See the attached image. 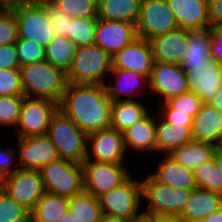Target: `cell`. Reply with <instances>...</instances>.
<instances>
[{"mask_svg":"<svg viewBox=\"0 0 222 222\" xmlns=\"http://www.w3.org/2000/svg\"><path fill=\"white\" fill-rule=\"evenodd\" d=\"M135 38L137 34L134 24L97 18L94 44L100 46L111 57Z\"/></svg>","mask_w":222,"mask_h":222,"instance_id":"2e32d148","label":"cell"},{"mask_svg":"<svg viewBox=\"0 0 222 222\" xmlns=\"http://www.w3.org/2000/svg\"><path fill=\"white\" fill-rule=\"evenodd\" d=\"M191 134L194 141L218 147L222 136V113L210 104H204L193 118Z\"/></svg>","mask_w":222,"mask_h":222,"instance_id":"44dd1931","label":"cell"},{"mask_svg":"<svg viewBox=\"0 0 222 222\" xmlns=\"http://www.w3.org/2000/svg\"><path fill=\"white\" fill-rule=\"evenodd\" d=\"M160 122L155 120L156 128V152H164L168 155L171 151L188 144L193 140L191 134L192 126H178L165 122L160 118Z\"/></svg>","mask_w":222,"mask_h":222,"instance_id":"83f0119b","label":"cell"},{"mask_svg":"<svg viewBox=\"0 0 222 222\" xmlns=\"http://www.w3.org/2000/svg\"><path fill=\"white\" fill-rule=\"evenodd\" d=\"M135 26L137 37L145 40L179 27L166 0H143L142 10Z\"/></svg>","mask_w":222,"mask_h":222,"instance_id":"8fae6325","label":"cell"},{"mask_svg":"<svg viewBox=\"0 0 222 222\" xmlns=\"http://www.w3.org/2000/svg\"><path fill=\"white\" fill-rule=\"evenodd\" d=\"M216 146L192 140L188 144H184L174 149L168 155L180 165L193 170L201 163L213 158Z\"/></svg>","mask_w":222,"mask_h":222,"instance_id":"4dcf8cb0","label":"cell"},{"mask_svg":"<svg viewBox=\"0 0 222 222\" xmlns=\"http://www.w3.org/2000/svg\"><path fill=\"white\" fill-rule=\"evenodd\" d=\"M98 0H53L51 3L71 18H97Z\"/></svg>","mask_w":222,"mask_h":222,"instance_id":"d590c367","label":"cell"},{"mask_svg":"<svg viewBox=\"0 0 222 222\" xmlns=\"http://www.w3.org/2000/svg\"><path fill=\"white\" fill-rule=\"evenodd\" d=\"M68 209V197L45 191L30 212V222H57Z\"/></svg>","mask_w":222,"mask_h":222,"instance_id":"f546056e","label":"cell"},{"mask_svg":"<svg viewBox=\"0 0 222 222\" xmlns=\"http://www.w3.org/2000/svg\"><path fill=\"white\" fill-rule=\"evenodd\" d=\"M115 76L114 85L105 84L108 96L112 101H122V93L128 95L124 100H136L134 96H140L144 87L149 88V78L138 72L112 69L110 71ZM143 86V87H142ZM143 88V89H142ZM141 90V93L139 92Z\"/></svg>","mask_w":222,"mask_h":222,"instance_id":"603a6c76","label":"cell"},{"mask_svg":"<svg viewBox=\"0 0 222 222\" xmlns=\"http://www.w3.org/2000/svg\"><path fill=\"white\" fill-rule=\"evenodd\" d=\"M131 177L98 197L103 215L134 219L142 214H138L142 201V183Z\"/></svg>","mask_w":222,"mask_h":222,"instance_id":"ba28073f","label":"cell"},{"mask_svg":"<svg viewBox=\"0 0 222 222\" xmlns=\"http://www.w3.org/2000/svg\"><path fill=\"white\" fill-rule=\"evenodd\" d=\"M24 96H0V125L16 126Z\"/></svg>","mask_w":222,"mask_h":222,"instance_id":"f35d334b","label":"cell"},{"mask_svg":"<svg viewBox=\"0 0 222 222\" xmlns=\"http://www.w3.org/2000/svg\"><path fill=\"white\" fill-rule=\"evenodd\" d=\"M39 171L47 192L70 198L84 191L81 164L58 158Z\"/></svg>","mask_w":222,"mask_h":222,"instance_id":"52a82bcc","label":"cell"},{"mask_svg":"<svg viewBox=\"0 0 222 222\" xmlns=\"http://www.w3.org/2000/svg\"><path fill=\"white\" fill-rule=\"evenodd\" d=\"M190 31L177 28L148 40L154 61L180 64L187 49V36Z\"/></svg>","mask_w":222,"mask_h":222,"instance_id":"ffe728a7","label":"cell"},{"mask_svg":"<svg viewBox=\"0 0 222 222\" xmlns=\"http://www.w3.org/2000/svg\"><path fill=\"white\" fill-rule=\"evenodd\" d=\"M76 48L69 38L55 36L45 48V60L67 73L72 64Z\"/></svg>","mask_w":222,"mask_h":222,"instance_id":"d6a6232c","label":"cell"},{"mask_svg":"<svg viewBox=\"0 0 222 222\" xmlns=\"http://www.w3.org/2000/svg\"><path fill=\"white\" fill-rule=\"evenodd\" d=\"M23 1L31 3V4H45L48 2H52L53 0H23Z\"/></svg>","mask_w":222,"mask_h":222,"instance_id":"680465c9","label":"cell"},{"mask_svg":"<svg viewBox=\"0 0 222 222\" xmlns=\"http://www.w3.org/2000/svg\"><path fill=\"white\" fill-rule=\"evenodd\" d=\"M196 187L222 195V173L214 157L193 169Z\"/></svg>","mask_w":222,"mask_h":222,"instance_id":"836d02e7","label":"cell"},{"mask_svg":"<svg viewBox=\"0 0 222 222\" xmlns=\"http://www.w3.org/2000/svg\"><path fill=\"white\" fill-rule=\"evenodd\" d=\"M20 68L16 43L0 46V69Z\"/></svg>","mask_w":222,"mask_h":222,"instance_id":"f6af8a7d","label":"cell"},{"mask_svg":"<svg viewBox=\"0 0 222 222\" xmlns=\"http://www.w3.org/2000/svg\"><path fill=\"white\" fill-rule=\"evenodd\" d=\"M142 183V198L149 201L146 215H176L180 216L193 190L173 188L161 184L151 175L145 177Z\"/></svg>","mask_w":222,"mask_h":222,"instance_id":"8992f818","label":"cell"},{"mask_svg":"<svg viewBox=\"0 0 222 222\" xmlns=\"http://www.w3.org/2000/svg\"><path fill=\"white\" fill-rule=\"evenodd\" d=\"M20 78L24 96L41 98L59 104L64 96L66 73L45 61L21 66Z\"/></svg>","mask_w":222,"mask_h":222,"instance_id":"7a4b0ae2","label":"cell"},{"mask_svg":"<svg viewBox=\"0 0 222 222\" xmlns=\"http://www.w3.org/2000/svg\"><path fill=\"white\" fill-rule=\"evenodd\" d=\"M68 210L79 222H99L103 215L98 198L86 191L69 198Z\"/></svg>","mask_w":222,"mask_h":222,"instance_id":"1f68e13d","label":"cell"},{"mask_svg":"<svg viewBox=\"0 0 222 222\" xmlns=\"http://www.w3.org/2000/svg\"><path fill=\"white\" fill-rule=\"evenodd\" d=\"M81 165L84 191L96 198L123 184L131 176L124 164L98 162L85 158Z\"/></svg>","mask_w":222,"mask_h":222,"instance_id":"9c48e42d","label":"cell"},{"mask_svg":"<svg viewBox=\"0 0 222 222\" xmlns=\"http://www.w3.org/2000/svg\"><path fill=\"white\" fill-rule=\"evenodd\" d=\"M211 57L222 67V32L211 27Z\"/></svg>","mask_w":222,"mask_h":222,"instance_id":"7dc6e473","label":"cell"},{"mask_svg":"<svg viewBox=\"0 0 222 222\" xmlns=\"http://www.w3.org/2000/svg\"><path fill=\"white\" fill-rule=\"evenodd\" d=\"M160 117L168 123L178 126H192L193 118L188 113H174L166 102L162 103L160 108Z\"/></svg>","mask_w":222,"mask_h":222,"instance_id":"ee69618b","label":"cell"},{"mask_svg":"<svg viewBox=\"0 0 222 222\" xmlns=\"http://www.w3.org/2000/svg\"><path fill=\"white\" fill-rule=\"evenodd\" d=\"M10 8L17 21L18 38L35 41L46 48L55 37L46 5L17 0Z\"/></svg>","mask_w":222,"mask_h":222,"instance_id":"5b68a950","label":"cell"},{"mask_svg":"<svg viewBox=\"0 0 222 222\" xmlns=\"http://www.w3.org/2000/svg\"><path fill=\"white\" fill-rule=\"evenodd\" d=\"M142 4L143 0H98L97 18L136 25Z\"/></svg>","mask_w":222,"mask_h":222,"instance_id":"484cf974","label":"cell"},{"mask_svg":"<svg viewBox=\"0 0 222 222\" xmlns=\"http://www.w3.org/2000/svg\"><path fill=\"white\" fill-rule=\"evenodd\" d=\"M179 28L202 31L210 28L208 0H166Z\"/></svg>","mask_w":222,"mask_h":222,"instance_id":"d6986e66","label":"cell"},{"mask_svg":"<svg viewBox=\"0 0 222 222\" xmlns=\"http://www.w3.org/2000/svg\"><path fill=\"white\" fill-rule=\"evenodd\" d=\"M132 222H153V220L149 215L142 213L137 218L132 219Z\"/></svg>","mask_w":222,"mask_h":222,"instance_id":"9f6ffc18","label":"cell"},{"mask_svg":"<svg viewBox=\"0 0 222 222\" xmlns=\"http://www.w3.org/2000/svg\"><path fill=\"white\" fill-rule=\"evenodd\" d=\"M222 206V195L209 190L196 188L189 197L181 215L185 222L205 218Z\"/></svg>","mask_w":222,"mask_h":222,"instance_id":"4316f807","label":"cell"},{"mask_svg":"<svg viewBox=\"0 0 222 222\" xmlns=\"http://www.w3.org/2000/svg\"><path fill=\"white\" fill-rule=\"evenodd\" d=\"M213 157L216 161L217 167L219 168L220 172L222 173V149L217 147L214 152Z\"/></svg>","mask_w":222,"mask_h":222,"instance_id":"db71d44e","label":"cell"},{"mask_svg":"<svg viewBox=\"0 0 222 222\" xmlns=\"http://www.w3.org/2000/svg\"><path fill=\"white\" fill-rule=\"evenodd\" d=\"M148 112L141 120L126 129L123 134L125 148L141 152H156L155 118Z\"/></svg>","mask_w":222,"mask_h":222,"instance_id":"cb8c5ba5","label":"cell"},{"mask_svg":"<svg viewBox=\"0 0 222 222\" xmlns=\"http://www.w3.org/2000/svg\"><path fill=\"white\" fill-rule=\"evenodd\" d=\"M89 144L92 150L87 148L86 158H92V154L94 161L124 164L126 148L122 132L110 127L89 133L87 147Z\"/></svg>","mask_w":222,"mask_h":222,"instance_id":"5bb4252c","label":"cell"},{"mask_svg":"<svg viewBox=\"0 0 222 222\" xmlns=\"http://www.w3.org/2000/svg\"><path fill=\"white\" fill-rule=\"evenodd\" d=\"M45 5L49 12V20L55 36L67 37L71 17L55 7L51 2L45 3Z\"/></svg>","mask_w":222,"mask_h":222,"instance_id":"7bdbcfd3","label":"cell"},{"mask_svg":"<svg viewBox=\"0 0 222 222\" xmlns=\"http://www.w3.org/2000/svg\"><path fill=\"white\" fill-rule=\"evenodd\" d=\"M157 167L158 170L150 175L159 183L186 190H195L197 188L193 170L175 162L169 155H164V159Z\"/></svg>","mask_w":222,"mask_h":222,"instance_id":"d4e9b609","label":"cell"},{"mask_svg":"<svg viewBox=\"0 0 222 222\" xmlns=\"http://www.w3.org/2000/svg\"><path fill=\"white\" fill-rule=\"evenodd\" d=\"M208 16L210 27H217L222 23V0H208Z\"/></svg>","mask_w":222,"mask_h":222,"instance_id":"c3c4849f","label":"cell"},{"mask_svg":"<svg viewBox=\"0 0 222 222\" xmlns=\"http://www.w3.org/2000/svg\"><path fill=\"white\" fill-rule=\"evenodd\" d=\"M112 70V57L96 44L77 47L67 82L105 85V74Z\"/></svg>","mask_w":222,"mask_h":222,"instance_id":"277c9868","label":"cell"},{"mask_svg":"<svg viewBox=\"0 0 222 222\" xmlns=\"http://www.w3.org/2000/svg\"><path fill=\"white\" fill-rule=\"evenodd\" d=\"M153 222H185L176 215H149Z\"/></svg>","mask_w":222,"mask_h":222,"instance_id":"681fc988","label":"cell"},{"mask_svg":"<svg viewBox=\"0 0 222 222\" xmlns=\"http://www.w3.org/2000/svg\"><path fill=\"white\" fill-rule=\"evenodd\" d=\"M220 32H222V23L216 27Z\"/></svg>","mask_w":222,"mask_h":222,"instance_id":"94428289","label":"cell"},{"mask_svg":"<svg viewBox=\"0 0 222 222\" xmlns=\"http://www.w3.org/2000/svg\"><path fill=\"white\" fill-rule=\"evenodd\" d=\"M186 72L180 64L154 62L149 77V89L159 94L163 102L188 92Z\"/></svg>","mask_w":222,"mask_h":222,"instance_id":"4fadbf2b","label":"cell"},{"mask_svg":"<svg viewBox=\"0 0 222 222\" xmlns=\"http://www.w3.org/2000/svg\"><path fill=\"white\" fill-rule=\"evenodd\" d=\"M15 43L20 67L45 61V48L35 41L18 38Z\"/></svg>","mask_w":222,"mask_h":222,"instance_id":"74e56055","label":"cell"},{"mask_svg":"<svg viewBox=\"0 0 222 222\" xmlns=\"http://www.w3.org/2000/svg\"><path fill=\"white\" fill-rule=\"evenodd\" d=\"M165 102L174 109V113H188L192 118L195 117L204 105L201 98L190 92L173 96Z\"/></svg>","mask_w":222,"mask_h":222,"instance_id":"ab89813d","label":"cell"},{"mask_svg":"<svg viewBox=\"0 0 222 222\" xmlns=\"http://www.w3.org/2000/svg\"><path fill=\"white\" fill-rule=\"evenodd\" d=\"M57 222H79L74 215H72L69 210L62 215V218L57 220Z\"/></svg>","mask_w":222,"mask_h":222,"instance_id":"11a10c76","label":"cell"},{"mask_svg":"<svg viewBox=\"0 0 222 222\" xmlns=\"http://www.w3.org/2000/svg\"><path fill=\"white\" fill-rule=\"evenodd\" d=\"M154 62L149 41L137 37L112 56V69L134 71L149 78Z\"/></svg>","mask_w":222,"mask_h":222,"instance_id":"9a60e30c","label":"cell"},{"mask_svg":"<svg viewBox=\"0 0 222 222\" xmlns=\"http://www.w3.org/2000/svg\"><path fill=\"white\" fill-rule=\"evenodd\" d=\"M47 135L59 159L83 163L87 153V134L59 108L50 120Z\"/></svg>","mask_w":222,"mask_h":222,"instance_id":"3957f363","label":"cell"},{"mask_svg":"<svg viewBox=\"0 0 222 222\" xmlns=\"http://www.w3.org/2000/svg\"><path fill=\"white\" fill-rule=\"evenodd\" d=\"M188 222H209V221H207L205 218H198V219L188 221Z\"/></svg>","mask_w":222,"mask_h":222,"instance_id":"91938a15","label":"cell"},{"mask_svg":"<svg viewBox=\"0 0 222 222\" xmlns=\"http://www.w3.org/2000/svg\"><path fill=\"white\" fill-rule=\"evenodd\" d=\"M59 104L41 98L23 97L17 125L18 138L47 134L50 120Z\"/></svg>","mask_w":222,"mask_h":222,"instance_id":"7c38bea8","label":"cell"},{"mask_svg":"<svg viewBox=\"0 0 222 222\" xmlns=\"http://www.w3.org/2000/svg\"><path fill=\"white\" fill-rule=\"evenodd\" d=\"M208 104L222 113V87L215 93L213 99Z\"/></svg>","mask_w":222,"mask_h":222,"instance_id":"f907efd6","label":"cell"},{"mask_svg":"<svg viewBox=\"0 0 222 222\" xmlns=\"http://www.w3.org/2000/svg\"><path fill=\"white\" fill-rule=\"evenodd\" d=\"M211 27L202 31H190L187 36L186 54L180 66L184 71L207 67L211 57Z\"/></svg>","mask_w":222,"mask_h":222,"instance_id":"7402d4cb","label":"cell"},{"mask_svg":"<svg viewBox=\"0 0 222 222\" xmlns=\"http://www.w3.org/2000/svg\"><path fill=\"white\" fill-rule=\"evenodd\" d=\"M20 168L39 170L58 159L56 148L47 134L18 138Z\"/></svg>","mask_w":222,"mask_h":222,"instance_id":"e0dca14e","label":"cell"},{"mask_svg":"<svg viewBox=\"0 0 222 222\" xmlns=\"http://www.w3.org/2000/svg\"><path fill=\"white\" fill-rule=\"evenodd\" d=\"M111 104L105 85L67 82L59 109L89 134L110 128Z\"/></svg>","mask_w":222,"mask_h":222,"instance_id":"6da1fadb","label":"cell"},{"mask_svg":"<svg viewBox=\"0 0 222 222\" xmlns=\"http://www.w3.org/2000/svg\"><path fill=\"white\" fill-rule=\"evenodd\" d=\"M5 95L24 96L19 68L0 69V96Z\"/></svg>","mask_w":222,"mask_h":222,"instance_id":"b9f144b4","label":"cell"},{"mask_svg":"<svg viewBox=\"0 0 222 222\" xmlns=\"http://www.w3.org/2000/svg\"><path fill=\"white\" fill-rule=\"evenodd\" d=\"M99 222H132V219L102 215Z\"/></svg>","mask_w":222,"mask_h":222,"instance_id":"f5cc1de1","label":"cell"},{"mask_svg":"<svg viewBox=\"0 0 222 222\" xmlns=\"http://www.w3.org/2000/svg\"><path fill=\"white\" fill-rule=\"evenodd\" d=\"M15 156V150L12 148L6 150L0 149V181L17 170V167L12 170L16 159Z\"/></svg>","mask_w":222,"mask_h":222,"instance_id":"bcb514c9","label":"cell"},{"mask_svg":"<svg viewBox=\"0 0 222 222\" xmlns=\"http://www.w3.org/2000/svg\"><path fill=\"white\" fill-rule=\"evenodd\" d=\"M148 112L147 107L137 99L112 101L110 127L119 132H124Z\"/></svg>","mask_w":222,"mask_h":222,"instance_id":"f1b7e54d","label":"cell"},{"mask_svg":"<svg viewBox=\"0 0 222 222\" xmlns=\"http://www.w3.org/2000/svg\"><path fill=\"white\" fill-rule=\"evenodd\" d=\"M185 72L188 92L201 98L204 104H208L222 87V67L214 59L208 62L207 67H199Z\"/></svg>","mask_w":222,"mask_h":222,"instance_id":"ac0fdd59","label":"cell"},{"mask_svg":"<svg viewBox=\"0 0 222 222\" xmlns=\"http://www.w3.org/2000/svg\"><path fill=\"white\" fill-rule=\"evenodd\" d=\"M218 148H221V149H222V136H221V139H220Z\"/></svg>","mask_w":222,"mask_h":222,"instance_id":"6125c7cd","label":"cell"},{"mask_svg":"<svg viewBox=\"0 0 222 222\" xmlns=\"http://www.w3.org/2000/svg\"><path fill=\"white\" fill-rule=\"evenodd\" d=\"M18 40V27L14 11L10 7H0V46Z\"/></svg>","mask_w":222,"mask_h":222,"instance_id":"60d3db41","label":"cell"},{"mask_svg":"<svg viewBox=\"0 0 222 222\" xmlns=\"http://www.w3.org/2000/svg\"><path fill=\"white\" fill-rule=\"evenodd\" d=\"M205 219L209 222H222V206L217 211L206 216Z\"/></svg>","mask_w":222,"mask_h":222,"instance_id":"816d5d0a","label":"cell"},{"mask_svg":"<svg viewBox=\"0 0 222 222\" xmlns=\"http://www.w3.org/2000/svg\"><path fill=\"white\" fill-rule=\"evenodd\" d=\"M0 222H30V211L0 188Z\"/></svg>","mask_w":222,"mask_h":222,"instance_id":"8d00e7d4","label":"cell"},{"mask_svg":"<svg viewBox=\"0 0 222 222\" xmlns=\"http://www.w3.org/2000/svg\"><path fill=\"white\" fill-rule=\"evenodd\" d=\"M0 188L30 212L45 192L39 170L17 168L0 181Z\"/></svg>","mask_w":222,"mask_h":222,"instance_id":"30bf717a","label":"cell"},{"mask_svg":"<svg viewBox=\"0 0 222 222\" xmlns=\"http://www.w3.org/2000/svg\"><path fill=\"white\" fill-rule=\"evenodd\" d=\"M17 0H0V7H10Z\"/></svg>","mask_w":222,"mask_h":222,"instance_id":"6f0895ef","label":"cell"},{"mask_svg":"<svg viewBox=\"0 0 222 222\" xmlns=\"http://www.w3.org/2000/svg\"><path fill=\"white\" fill-rule=\"evenodd\" d=\"M97 18H71L67 38L76 46L94 44Z\"/></svg>","mask_w":222,"mask_h":222,"instance_id":"e575fe53","label":"cell"}]
</instances>
